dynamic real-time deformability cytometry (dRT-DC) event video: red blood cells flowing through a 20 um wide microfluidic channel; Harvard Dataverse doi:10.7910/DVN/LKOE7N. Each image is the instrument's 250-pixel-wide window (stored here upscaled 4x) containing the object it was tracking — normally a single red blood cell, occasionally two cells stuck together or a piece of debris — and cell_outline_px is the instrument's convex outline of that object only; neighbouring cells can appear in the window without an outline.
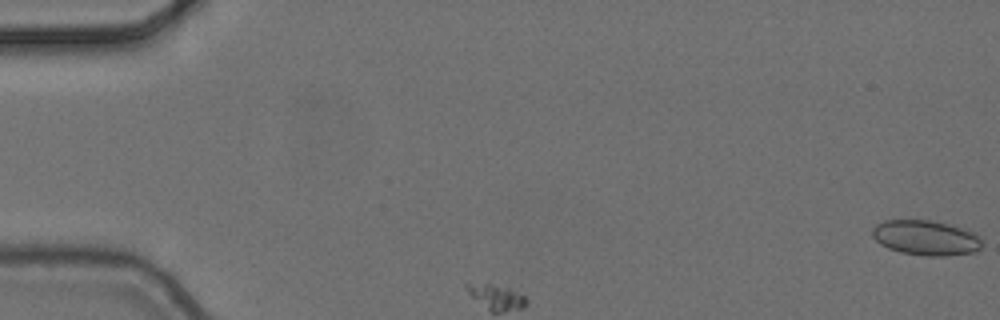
{"species": "common noctule bat (a hibernating species)", "species_latin": "Nyctalus noctula", "temperature_condition": "cold", "stored_images_in_passage": 3, "camera_frame_rate_fps": 3000, "um_per_image_px": 0.085, "animal": {"sex": "female", "body_mass_g": 24.6, "forearm_length_mm": 56.2}, "frame": {"image": 1, "passage_image": 1, "time_ms": 0.0, "image_size_px": [1000, 320], "cell_outline_px": [[984, 244], [976, 252], [944, 256], [924, 256], [900, 252], [888, 248], [880, 244], [872, 236], [872, 228], [876, 224], [884, 220], [932, 220], [948, 224], [976, 232], [984, 240]], "centroid_in_image_um": [78.74, 20.21], "position_along_channel_um": 6.3, "area_um2": 22.77}}